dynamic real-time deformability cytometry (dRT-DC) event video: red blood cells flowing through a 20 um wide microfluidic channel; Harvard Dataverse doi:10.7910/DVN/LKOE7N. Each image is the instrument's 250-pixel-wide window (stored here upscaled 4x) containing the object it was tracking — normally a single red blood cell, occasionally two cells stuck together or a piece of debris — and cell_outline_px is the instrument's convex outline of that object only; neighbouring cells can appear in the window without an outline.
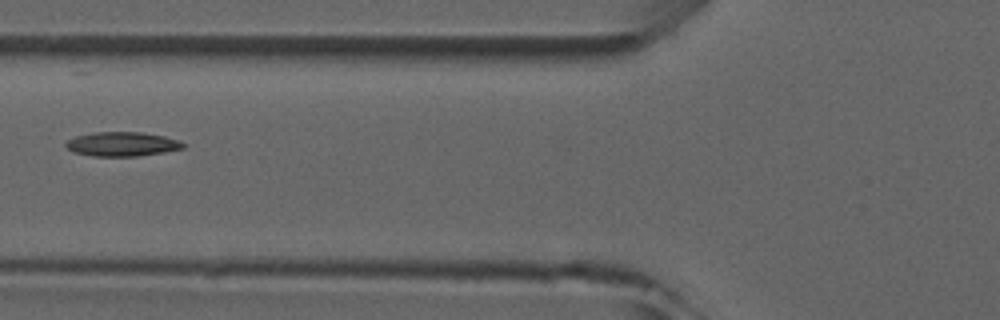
{"species": "common noctule bat (a hibernating species)", "species_latin": "Nyctalus noctula", "temperature_condition": "room temperature", "stored_images_in_passage": 6, "camera_frame_rate_fps": 3000, "um_per_image_px": 0.085, "animal": {"sex": "male", "forearm_length_mm": 52.5}, "frame": {"image": 1, "passage_image": 6, "time_ms": 5.667, "image_size_px": [1000, 320], "cell_outline_px": [[188, 144], [184, 148], [164, 152], [136, 156], [92, 156], [76, 152], [68, 148], [64, 144], [68, 140], [76, 136], [92, 132], [140, 132], [164, 136]], "centroid_in_image_um": [10.4, 12.24], "position_along_channel_um": 115.4, "area_um2": 16.47}}